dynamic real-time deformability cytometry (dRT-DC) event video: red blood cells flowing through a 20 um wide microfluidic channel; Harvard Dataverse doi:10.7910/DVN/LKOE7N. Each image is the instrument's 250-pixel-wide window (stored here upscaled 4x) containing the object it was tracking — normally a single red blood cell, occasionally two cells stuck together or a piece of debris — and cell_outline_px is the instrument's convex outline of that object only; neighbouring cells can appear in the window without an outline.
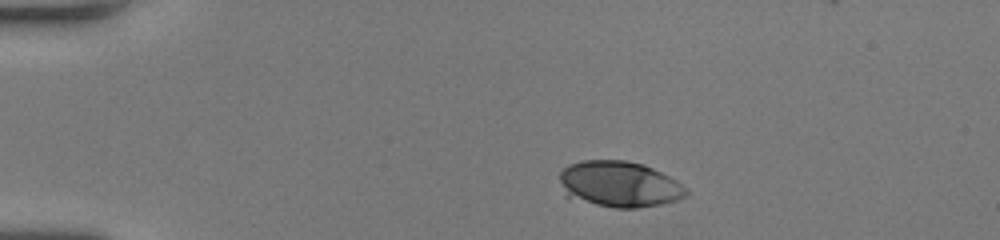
{"species": "human", "species_latin": "Homo sapiens", "temperature_condition": "room temperature", "stored_images_in_passage": 42, "camera_frame_rate_fps": 3000, "um_per_image_px": 0.085, "donor": {"sex": "female"}, "frame": {"image": 1, "passage_image": 1, "time_ms": 0.0, "image_size_px": [1000, 240], "cell_outline_px": [[688, 196], [676, 200], [660, 204], [636, 208], [616, 208], [568, 200], [564, 196], [560, 180], [560, 172], [568, 164], [584, 160], [624, 160], [644, 164], [676, 180], [688, 192]], "centroid_in_image_um": [52.57, 15.67], "position_along_channel_um": 32.4, "area_um2": 34.22}}
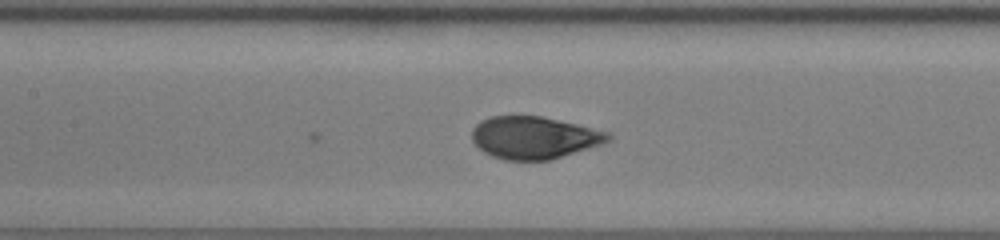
{"frame": {"image": 2, "passage_image": 16, "time_ms": 5.0, "image_size_px": [1000, 240], "cell_outline_px": [[612, 140], [604, 144], [552, 160], [504, 160], [492, 156], [484, 152], [472, 140], [472, 128], [480, 120], [492, 116], [540, 116], [612, 132]], "centroid_in_image_um": [45.45, 11.7], "position_along_channel_um": 162.0, "area_um2": 33.93}}
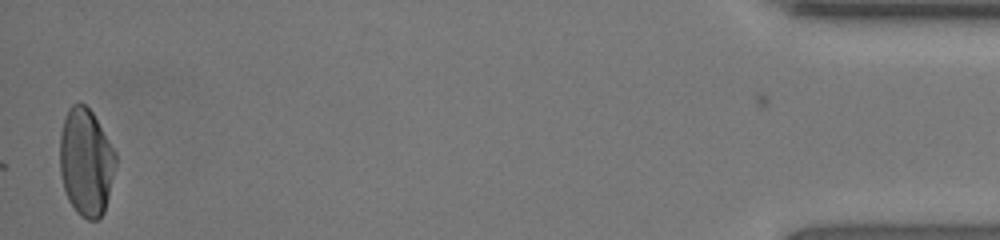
{"frame": {"image": 3, "passage_image": 42, "time_ms": 13.667, "image_size_px": [1000, 240], "cell_outline_px": [[116, 164], [104, 212], [96, 220], [88, 220], [80, 216], [76, 212], [68, 200], [64, 188], [60, 172], [60, 132], [64, 116], [68, 108], [72, 104], [80, 100], [92, 112], [116, 152]], "centroid_in_image_um": [7.29, 13.75], "position_along_channel_um": 427.9, "area_um2": 35.14}, "authors_computed_cell_mechanics": {"area_um2": 34.391, "velocity_mm_per_s": 4.0392, "shape_relaxation_time_tau1_ms": 4.2134, "shape_relaxation_time_tau2_ms": null, "deformation_change_tau1": 0.1951, "deformation_change_tau2": null}}